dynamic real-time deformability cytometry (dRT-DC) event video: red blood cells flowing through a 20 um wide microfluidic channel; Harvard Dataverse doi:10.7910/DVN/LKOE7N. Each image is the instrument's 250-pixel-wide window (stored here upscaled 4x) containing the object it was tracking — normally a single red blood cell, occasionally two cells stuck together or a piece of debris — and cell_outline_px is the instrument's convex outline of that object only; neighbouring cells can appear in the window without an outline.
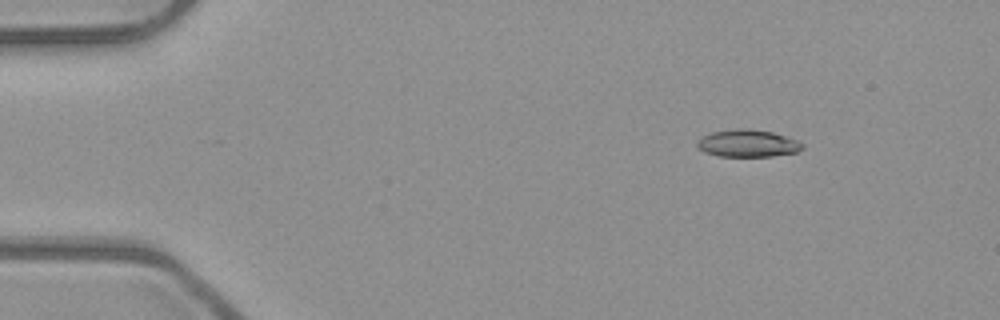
{"species": "common noctule bat (a hibernating species)", "species_latin": "Nyctalus noctula", "temperature_condition": "room temperature", "stored_images_in_passage": 3, "camera_frame_rate_fps": 3000, "um_per_image_px": 0.085, "animal": {"sex": "male", "body_mass_g": 23.1, "forearm_length_mm": 52.7}, "frame": {"image": 1, "passage_image": 1, "time_ms": 0.0, "image_size_px": [1000, 320], "cell_outline_px": [[804, 148], [796, 152], [772, 156], [720, 156], [704, 152], [696, 144], [696, 140], [700, 136], [712, 132], [736, 128], [748, 128], [772, 132], [796, 140], [804, 144]], "centroid_in_image_um": [63.52, 12.17], "position_along_channel_um": 21.5, "area_um2": 16.76}}
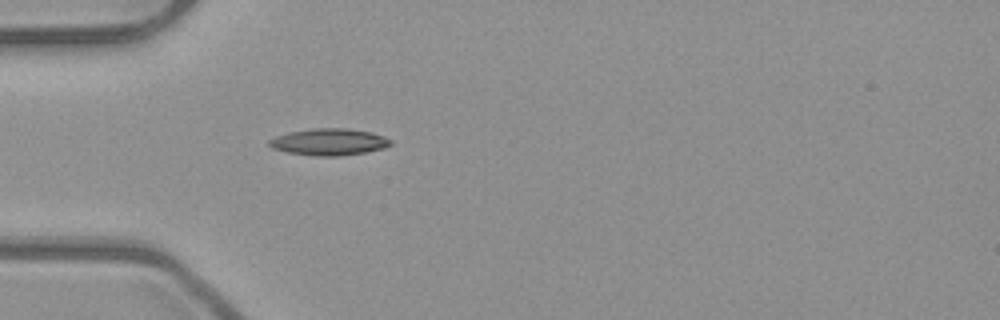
{"frame": {"image": 2, "passage_image": 3, "time_ms": 0.667, "image_size_px": [1000, 320], "cell_outline_px": [[392, 144], [384, 148], [364, 152], [340, 156], [316, 156], [288, 152], [272, 148], [268, 144], [268, 140], [276, 136], [288, 132], [312, 128], [348, 128], [372, 132], [384, 136], [392, 140]], "centroid_in_image_um": [27.98, 12.05], "position_along_channel_um": 57.0, "area_um2": 19.02}}